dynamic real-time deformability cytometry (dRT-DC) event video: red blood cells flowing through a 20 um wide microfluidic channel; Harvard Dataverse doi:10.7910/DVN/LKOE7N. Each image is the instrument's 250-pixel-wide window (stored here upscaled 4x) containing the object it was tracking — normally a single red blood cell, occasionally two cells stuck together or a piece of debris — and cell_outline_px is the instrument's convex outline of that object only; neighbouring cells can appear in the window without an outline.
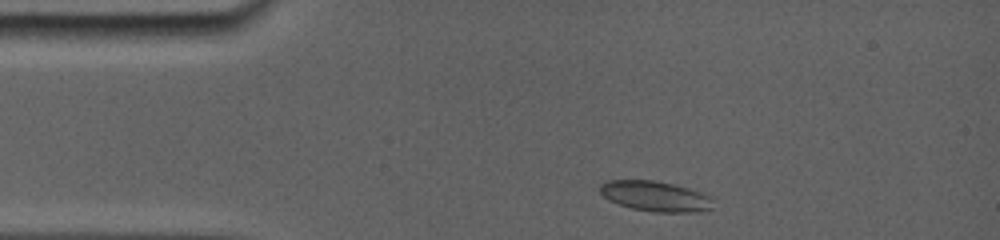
{"species": "common noctule bat (a hibernating species)", "species_latin": "Nyctalus noctula", "temperature_condition": "room temperature", "stored_images_in_passage": 8, "camera_frame_rate_fps": 5000, "um_per_image_px": 0.085, "animal": {"sex": "female", "body_mass_g": 19.0, "forearm_length_mm": 56.7}, "frame": {"image": 1, "passage_image": 1, "time_ms": 0.0, "image_size_px": [1000, 240], "cell_outline_px": [[712, 208], [700, 212], [652, 212], [632, 208], [608, 200], [600, 192], [600, 184], [608, 180], [652, 180], [672, 184], [704, 192], [712, 196]], "centroid_in_image_um": [55.74, 16.68], "position_along_channel_um": 29.3, "area_um2": 20.06}}
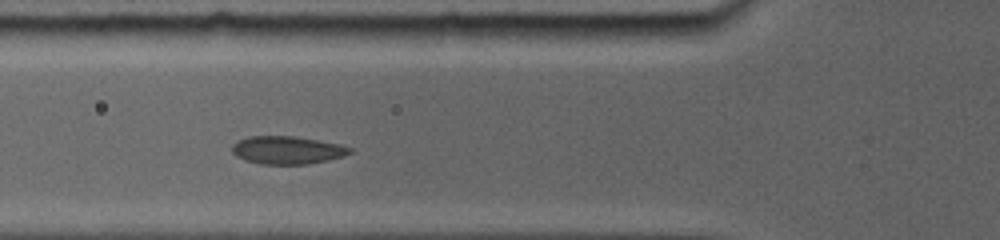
{"frame": {"image": 2, "passage_image": 4, "time_ms": 3.0, "image_size_px": [1000, 240], "cell_outline_px": [[352, 152], [344, 156], [304, 164], [260, 164], [244, 160], [236, 156], [232, 152], [232, 144], [240, 140], [252, 136], [292, 136], [316, 140], [336, 144], [352, 148]], "centroid_in_image_um": [24.36, 12.76], "position_along_channel_um": 101.4, "area_um2": 18.79}}
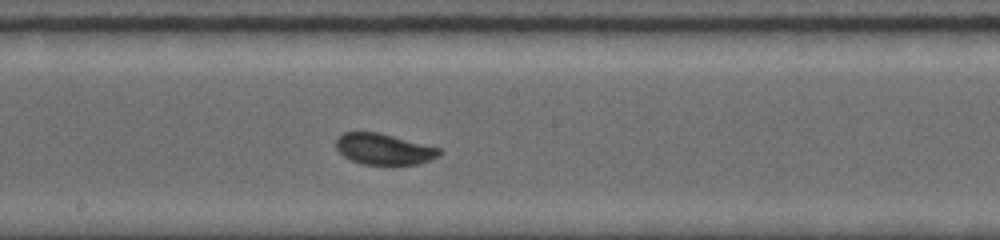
{"frame": {"image": 3, "passage_image": 8, "time_ms": 6.0, "image_size_px": [1000, 240], "cell_outline_px": [[440, 152], [436, 156], [428, 160], [416, 164], [392, 168], [360, 164], [344, 156], [336, 148], [336, 140], [344, 132], [376, 132], [440, 148]], "centroid_in_image_um": [32.6, 12.73], "position_along_channel_um": 215.6, "area_um2": 18.96}}